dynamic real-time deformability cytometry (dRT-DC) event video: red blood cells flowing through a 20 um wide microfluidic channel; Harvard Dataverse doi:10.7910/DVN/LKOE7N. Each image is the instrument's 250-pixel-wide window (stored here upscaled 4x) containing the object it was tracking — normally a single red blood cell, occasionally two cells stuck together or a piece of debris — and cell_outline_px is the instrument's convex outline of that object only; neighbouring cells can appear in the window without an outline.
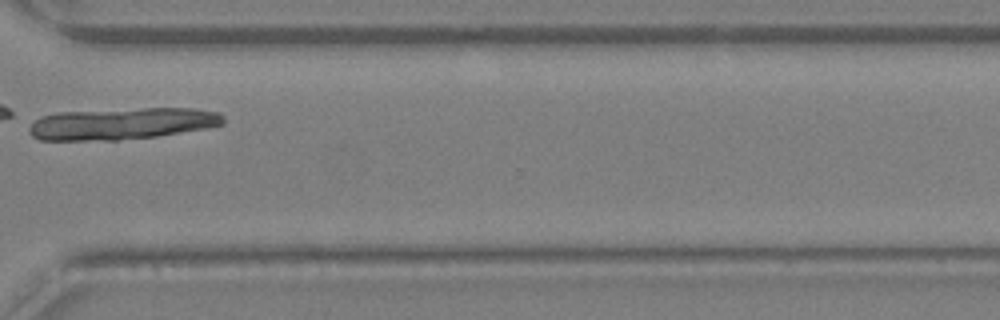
{"species": "Egyptian fruit bat (a non-hibernating species)", "species_latin": "Rousettus aegyptiacus", "temperature_condition": "warm", "stored_images_in_passage": 26, "camera_frame_rate_fps": 3000, "um_per_image_px": 0.085, "animal": {"sex": "female"}, "frame": {"image": 1, "passage_image": 19, "time_ms": 6.0, "image_size_px": [1000, 320], "cell_outline_px": [[224, 124], [208, 128], [156, 136], [120, 140], [40, 140], [32, 136], [28, 132], [28, 124], [40, 116], [56, 112], [144, 108], [192, 108], [220, 112], [224, 116]], "centroid_in_image_um": [10.34, 10.5], "position_along_channel_um": 360.3, "area_um2": 36.3}}